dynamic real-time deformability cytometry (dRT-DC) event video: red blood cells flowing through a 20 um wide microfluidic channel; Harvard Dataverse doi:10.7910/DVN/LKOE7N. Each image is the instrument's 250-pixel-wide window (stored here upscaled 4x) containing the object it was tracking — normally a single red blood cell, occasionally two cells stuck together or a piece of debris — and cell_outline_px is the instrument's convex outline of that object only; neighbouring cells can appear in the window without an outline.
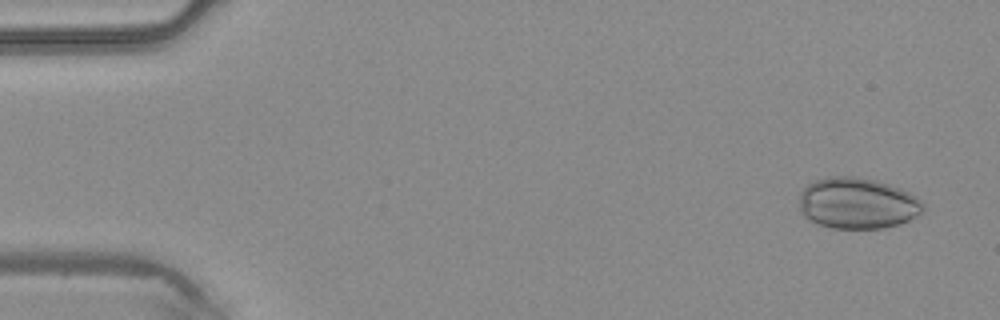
{"species": "common noctule bat (a hibernating species)", "species_latin": "Nyctalus noctula", "temperature_condition": "warm", "stored_images_in_passage": 5, "camera_frame_rate_fps": 3000, "um_per_image_px": 0.085, "animal": {"sex": "male", "body_mass_g": 20.4}, "frame": {"image": 1, "passage_image": 1, "time_ms": 0.0, "image_size_px": [1000, 320], "cell_outline_px": [[924, 208], [920, 212], [908, 220], [900, 224], [884, 228], [832, 228], [808, 220], [800, 212], [800, 192], [808, 184], [816, 180], [832, 176], [852, 176], [876, 180], [900, 188], [916, 196], [924, 204]], "centroid_in_image_um": [72.86, 17.27], "position_along_channel_um": 12.1, "area_um2": 36.82}}